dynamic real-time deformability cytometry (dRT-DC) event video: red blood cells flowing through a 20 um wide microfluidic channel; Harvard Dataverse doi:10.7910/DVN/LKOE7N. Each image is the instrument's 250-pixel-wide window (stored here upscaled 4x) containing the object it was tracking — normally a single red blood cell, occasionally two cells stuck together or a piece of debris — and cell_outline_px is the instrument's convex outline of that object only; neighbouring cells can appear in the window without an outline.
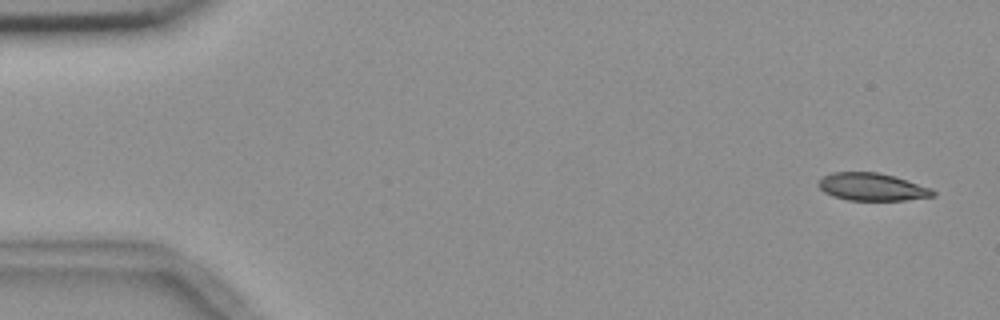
{"species": "common noctule bat (a hibernating species)", "species_latin": "Nyctalus noctula", "temperature_condition": "room temperature", "stored_images_in_passage": 7, "camera_frame_rate_fps": 3000, "um_per_image_px": 0.085, "animal": {"sex": "female", "body_mass_g": 18.4}, "frame": {"image": 1, "passage_image": 1, "time_ms": 0.0, "image_size_px": [1000, 320], "cell_outline_px": [[936, 196], [904, 200], [848, 200], [832, 196], [824, 192], [816, 184], [824, 176], [832, 172], [880, 172], [932, 188], [936, 192]], "centroid_in_image_um": [74.13, 15.89], "position_along_channel_um": 10.9, "area_um2": 18.44}}
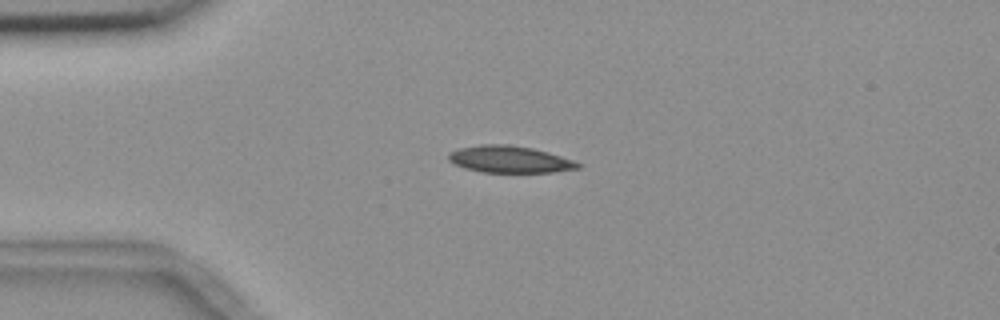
{"frame": {"image": 2, "passage_image": 4, "time_ms": 3.667, "image_size_px": [1000, 320], "cell_outline_px": [[580, 168], [552, 172], [480, 172], [464, 168], [448, 160], [448, 152], [460, 148], [480, 144], [508, 144], [532, 148], [548, 152], [572, 160], [580, 164]], "centroid_in_image_um": [43.28, 13.54], "position_along_channel_um": 41.7, "area_um2": 20.17}}
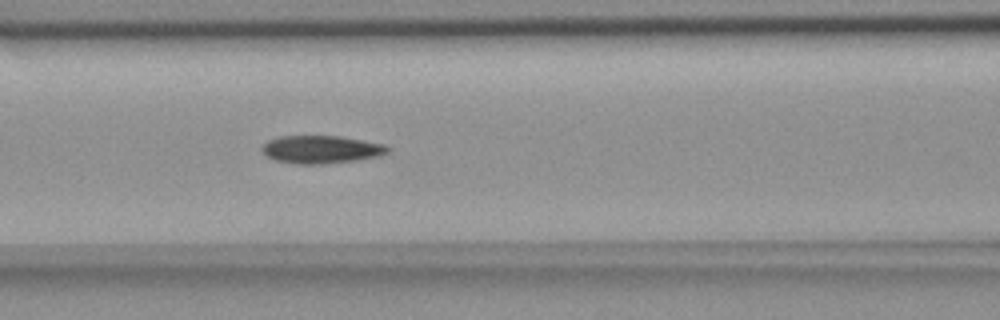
{"frame": {"image": 3, "passage_image": 7, "time_ms": 7.0, "image_size_px": [1000, 320], "cell_outline_px": [[392, 148], [388, 152], [380, 156], [356, 160], [320, 164], [296, 164], [276, 160], [268, 156], [260, 148], [268, 140], [280, 136], [340, 136], [384, 144]], "centroid_in_image_um": [27.33, 12.7], "position_along_channel_um": 139.3, "area_um2": 20.35}}